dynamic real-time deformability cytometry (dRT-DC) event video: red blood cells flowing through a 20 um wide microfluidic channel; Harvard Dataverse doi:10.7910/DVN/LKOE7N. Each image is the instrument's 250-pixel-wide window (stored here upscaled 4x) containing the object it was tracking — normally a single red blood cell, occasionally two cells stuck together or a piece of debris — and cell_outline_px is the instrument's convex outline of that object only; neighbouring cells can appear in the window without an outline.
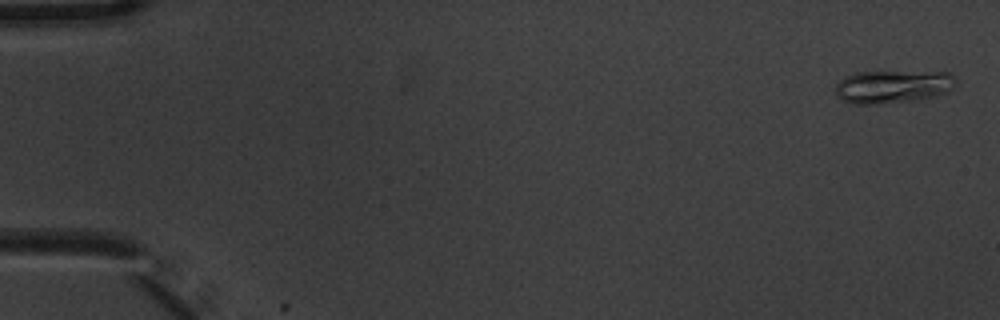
{"species": "common noctule bat (a hibernating species)", "species_latin": "Nyctalus noctula", "temperature_condition": "warm", "stored_images_in_passage": 2, "camera_frame_rate_fps": 3000, "um_per_image_px": 0.085, "animal": {"sex": "male", "body_mass_g": 20.1, "forearm_length_mm": 53.5}, "frame": {"image": 1, "passage_image": 1, "time_ms": 0.0, "image_size_px": [1000, 320], "cell_outline_px": [[956, 84], [948, 92], [936, 96], [916, 100], [876, 104], [852, 104], [836, 96], [836, 84], [844, 76], [856, 72], [948, 72], [956, 80]], "centroid_in_image_um": [75.88, 7.36], "position_along_channel_um": 9.1, "area_um2": 23.18}}